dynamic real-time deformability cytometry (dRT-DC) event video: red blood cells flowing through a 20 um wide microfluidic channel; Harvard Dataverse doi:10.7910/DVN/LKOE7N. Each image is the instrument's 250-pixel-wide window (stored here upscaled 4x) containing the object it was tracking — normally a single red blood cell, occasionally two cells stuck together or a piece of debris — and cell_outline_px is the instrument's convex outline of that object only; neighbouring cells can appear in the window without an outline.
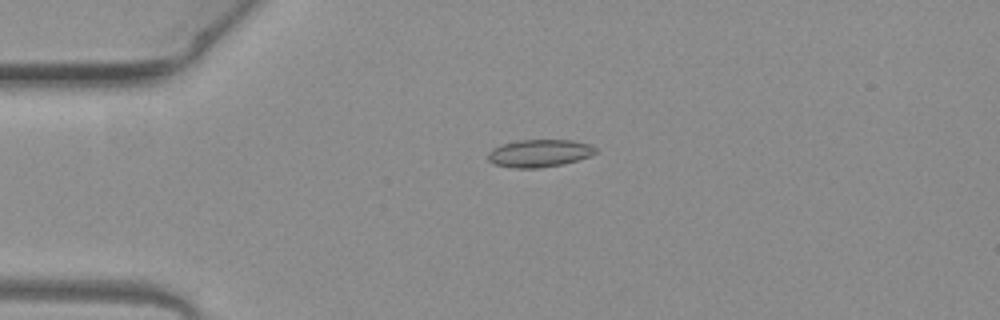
{"species": "common noctule bat (a hibernating species)", "species_latin": "Nyctalus noctula", "temperature_condition": "warm", "stored_images_in_passage": 4, "camera_frame_rate_fps": 3000, "um_per_image_px": 0.085, "animal": {"sex": "female", "body_mass_g": 19.3, "forearm_length_mm": 54.1}, "frame": {"image": 1, "passage_image": 2, "time_ms": 0.333, "image_size_px": [1000, 320], "cell_outline_px": [[596, 152], [588, 156], [564, 164], [540, 168], [512, 168], [496, 164], [488, 160], [488, 152], [492, 148], [500, 144], [520, 140], [572, 140], [588, 144], [596, 148]], "centroid_in_image_um": [45.8, 13.02], "position_along_channel_um": 39.2, "area_um2": 17.22}}
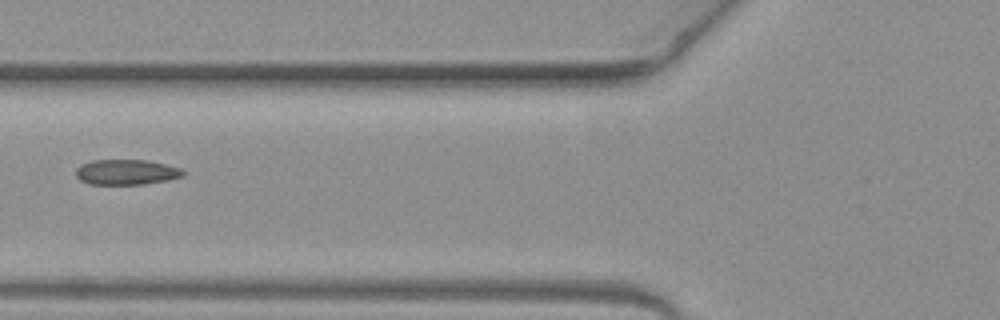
{"frame": {"image": 2, "passage_image": 4, "time_ms": 1.0, "image_size_px": [1000, 320], "cell_outline_px": [[184, 176], [168, 180], [144, 184], [88, 184], [80, 180], [76, 176], [76, 168], [80, 164], [92, 160], [148, 160], [180, 168], [184, 172]], "centroid_in_image_um": [10.71, 14.63], "position_along_channel_um": 115.1, "area_um2": 15.84}}